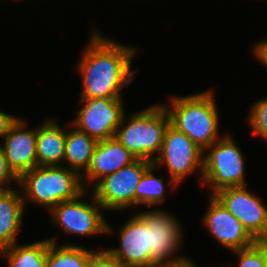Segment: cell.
Here are the masks:
<instances>
[{"label":"cell","mask_w":267,"mask_h":267,"mask_svg":"<svg viewBox=\"0 0 267 267\" xmlns=\"http://www.w3.org/2000/svg\"><path fill=\"white\" fill-rule=\"evenodd\" d=\"M75 70L80 72V98H122V88L130 85L138 70H131L137 48L104 37L96 28ZM77 68V69H76Z\"/></svg>","instance_id":"6da1fadb"},{"label":"cell","mask_w":267,"mask_h":267,"mask_svg":"<svg viewBox=\"0 0 267 267\" xmlns=\"http://www.w3.org/2000/svg\"><path fill=\"white\" fill-rule=\"evenodd\" d=\"M214 97L211 89L188 96H174L169 105H163L170 124L203 151L222 137L219 136L220 115Z\"/></svg>","instance_id":"7a4b0ae2"},{"label":"cell","mask_w":267,"mask_h":267,"mask_svg":"<svg viewBox=\"0 0 267 267\" xmlns=\"http://www.w3.org/2000/svg\"><path fill=\"white\" fill-rule=\"evenodd\" d=\"M24 204L36 203L50 212L63 201L77 198L86 189L81 176L65 166H37L19 177Z\"/></svg>","instance_id":"3957f363"},{"label":"cell","mask_w":267,"mask_h":267,"mask_svg":"<svg viewBox=\"0 0 267 267\" xmlns=\"http://www.w3.org/2000/svg\"><path fill=\"white\" fill-rule=\"evenodd\" d=\"M169 123L170 118L164 106L154 104L133 115L131 113L130 118L125 113L115 137L137 159L153 162L160 153Z\"/></svg>","instance_id":"277c9868"},{"label":"cell","mask_w":267,"mask_h":267,"mask_svg":"<svg viewBox=\"0 0 267 267\" xmlns=\"http://www.w3.org/2000/svg\"><path fill=\"white\" fill-rule=\"evenodd\" d=\"M202 184L214 193L228 187L246 186L245 159L236 141L223 135L204 151Z\"/></svg>","instance_id":"5b68a950"},{"label":"cell","mask_w":267,"mask_h":267,"mask_svg":"<svg viewBox=\"0 0 267 267\" xmlns=\"http://www.w3.org/2000/svg\"><path fill=\"white\" fill-rule=\"evenodd\" d=\"M204 151L187 135L178 131L170 123L167 126L159 155L152 162L159 169L162 165L170 176L168 184L176 188L184 179L196 170L200 171L202 184L204 168Z\"/></svg>","instance_id":"8992f818"},{"label":"cell","mask_w":267,"mask_h":267,"mask_svg":"<svg viewBox=\"0 0 267 267\" xmlns=\"http://www.w3.org/2000/svg\"><path fill=\"white\" fill-rule=\"evenodd\" d=\"M86 189L77 198L63 201L49 213L53 218L52 224L60 227L64 234L94 236V235H111L113 232L112 225H108V221L104 218L101 211L104 208L91 194V201H84L83 197L87 194ZM82 199V200H81ZM101 210V211H100Z\"/></svg>","instance_id":"52a82bcc"},{"label":"cell","mask_w":267,"mask_h":267,"mask_svg":"<svg viewBox=\"0 0 267 267\" xmlns=\"http://www.w3.org/2000/svg\"><path fill=\"white\" fill-rule=\"evenodd\" d=\"M153 163L136 159L113 174L101 178L93 187L92 194L105 210L121 211L135 206V191L145 171Z\"/></svg>","instance_id":"ba28073f"},{"label":"cell","mask_w":267,"mask_h":267,"mask_svg":"<svg viewBox=\"0 0 267 267\" xmlns=\"http://www.w3.org/2000/svg\"><path fill=\"white\" fill-rule=\"evenodd\" d=\"M166 212L156 208L138 214L149 226L151 257L160 267L177 266L190 260L187 256L178 257L183 227L174 215Z\"/></svg>","instance_id":"9c48e42d"},{"label":"cell","mask_w":267,"mask_h":267,"mask_svg":"<svg viewBox=\"0 0 267 267\" xmlns=\"http://www.w3.org/2000/svg\"><path fill=\"white\" fill-rule=\"evenodd\" d=\"M77 117L70 123L97 141L115 137L125 114L122 98H80ZM81 103V104H80Z\"/></svg>","instance_id":"30bf717a"},{"label":"cell","mask_w":267,"mask_h":267,"mask_svg":"<svg viewBox=\"0 0 267 267\" xmlns=\"http://www.w3.org/2000/svg\"><path fill=\"white\" fill-rule=\"evenodd\" d=\"M247 187L224 188L213 196L241 222L255 241H267V206Z\"/></svg>","instance_id":"8fae6325"},{"label":"cell","mask_w":267,"mask_h":267,"mask_svg":"<svg viewBox=\"0 0 267 267\" xmlns=\"http://www.w3.org/2000/svg\"><path fill=\"white\" fill-rule=\"evenodd\" d=\"M118 234L120 246L107 250L124 267H160L151 257L149 226L138 213L120 225Z\"/></svg>","instance_id":"7c38bea8"},{"label":"cell","mask_w":267,"mask_h":267,"mask_svg":"<svg viewBox=\"0 0 267 267\" xmlns=\"http://www.w3.org/2000/svg\"><path fill=\"white\" fill-rule=\"evenodd\" d=\"M209 199L208 209L202 218V223L217 242L230 252L249 247L256 242L241 222L213 195H210Z\"/></svg>","instance_id":"4fadbf2b"},{"label":"cell","mask_w":267,"mask_h":267,"mask_svg":"<svg viewBox=\"0 0 267 267\" xmlns=\"http://www.w3.org/2000/svg\"><path fill=\"white\" fill-rule=\"evenodd\" d=\"M21 116L5 135L0 146L12 171L20 177L24 172L38 166L36 156V129H27Z\"/></svg>","instance_id":"5bb4252c"},{"label":"cell","mask_w":267,"mask_h":267,"mask_svg":"<svg viewBox=\"0 0 267 267\" xmlns=\"http://www.w3.org/2000/svg\"><path fill=\"white\" fill-rule=\"evenodd\" d=\"M136 159L116 137L99 140L94 148L90 165L81 176L83 186L89 190L85 186L87 183H94V186L101 178L130 165Z\"/></svg>","instance_id":"9a60e30c"},{"label":"cell","mask_w":267,"mask_h":267,"mask_svg":"<svg viewBox=\"0 0 267 267\" xmlns=\"http://www.w3.org/2000/svg\"><path fill=\"white\" fill-rule=\"evenodd\" d=\"M66 126L47 118L36 127V156L38 166H63L65 155Z\"/></svg>","instance_id":"2e32d148"},{"label":"cell","mask_w":267,"mask_h":267,"mask_svg":"<svg viewBox=\"0 0 267 267\" xmlns=\"http://www.w3.org/2000/svg\"><path fill=\"white\" fill-rule=\"evenodd\" d=\"M24 208L21 191L16 188L0 190V251L17 242Z\"/></svg>","instance_id":"e0dca14e"},{"label":"cell","mask_w":267,"mask_h":267,"mask_svg":"<svg viewBox=\"0 0 267 267\" xmlns=\"http://www.w3.org/2000/svg\"><path fill=\"white\" fill-rule=\"evenodd\" d=\"M67 125L63 166L82 176L90 165L91 157L98 141L77 129L70 122Z\"/></svg>","instance_id":"ac0fdd59"},{"label":"cell","mask_w":267,"mask_h":267,"mask_svg":"<svg viewBox=\"0 0 267 267\" xmlns=\"http://www.w3.org/2000/svg\"><path fill=\"white\" fill-rule=\"evenodd\" d=\"M48 239L28 244L16 242L11 247L0 251L6 257L9 267H46Z\"/></svg>","instance_id":"d6986e66"},{"label":"cell","mask_w":267,"mask_h":267,"mask_svg":"<svg viewBox=\"0 0 267 267\" xmlns=\"http://www.w3.org/2000/svg\"><path fill=\"white\" fill-rule=\"evenodd\" d=\"M56 238H47L46 267H86L90 255L95 250L71 243L58 245Z\"/></svg>","instance_id":"ffe728a7"},{"label":"cell","mask_w":267,"mask_h":267,"mask_svg":"<svg viewBox=\"0 0 267 267\" xmlns=\"http://www.w3.org/2000/svg\"><path fill=\"white\" fill-rule=\"evenodd\" d=\"M156 167L152 164L143 174L135 191V206L145 204L146 208L165 203L166 188L164 180L154 175Z\"/></svg>","instance_id":"44dd1931"},{"label":"cell","mask_w":267,"mask_h":267,"mask_svg":"<svg viewBox=\"0 0 267 267\" xmlns=\"http://www.w3.org/2000/svg\"><path fill=\"white\" fill-rule=\"evenodd\" d=\"M232 253L238 256L239 267H267V241H256L253 245Z\"/></svg>","instance_id":"7402d4cb"},{"label":"cell","mask_w":267,"mask_h":267,"mask_svg":"<svg viewBox=\"0 0 267 267\" xmlns=\"http://www.w3.org/2000/svg\"><path fill=\"white\" fill-rule=\"evenodd\" d=\"M248 113L247 122L251 126V133L267 141V96L255 101Z\"/></svg>","instance_id":"603a6c76"},{"label":"cell","mask_w":267,"mask_h":267,"mask_svg":"<svg viewBox=\"0 0 267 267\" xmlns=\"http://www.w3.org/2000/svg\"><path fill=\"white\" fill-rule=\"evenodd\" d=\"M86 267H124L107 249L95 250Z\"/></svg>","instance_id":"cb8c5ba5"},{"label":"cell","mask_w":267,"mask_h":267,"mask_svg":"<svg viewBox=\"0 0 267 267\" xmlns=\"http://www.w3.org/2000/svg\"><path fill=\"white\" fill-rule=\"evenodd\" d=\"M11 181H14L18 184L19 177L9 167L3 149L0 146V190L11 189L12 187L9 186Z\"/></svg>","instance_id":"d4e9b609"},{"label":"cell","mask_w":267,"mask_h":267,"mask_svg":"<svg viewBox=\"0 0 267 267\" xmlns=\"http://www.w3.org/2000/svg\"><path fill=\"white\" fill-rule=\"evenodd\" d=\"M19 117L0 110V138H4Z\"/></svg>","instance_id":"484cf974"},{"label":"cell","mask_w":267,"mask_h":267,"mask_svg":"<svg viewBox=\"0 0 267 267\" xmlns=\"http://www.w3.org/2000/svg\"><path fill=\"white\" fill-rule=\"evenodd\" d=\"M252 54L255 56L265 67H267V38L262 41H257L252 46Z\"/></svg>","instance_id":"4316f807"},{"label":"cell","mask_w":267,"mask_h":267,"mask_svg":"<svg viewBox=\"0 0 267 267\" xmlns=\"http://www.w3.org/2000/svg\"><path fill=\"white\" fill-rule=\"evenodd\" d=\"M170 267H199V266L195 264L193 260L190 258V260L186 261L184 264L177 265V266H170Z\"/></svg>","instance_id":"83f0119b"}]
</instances>
